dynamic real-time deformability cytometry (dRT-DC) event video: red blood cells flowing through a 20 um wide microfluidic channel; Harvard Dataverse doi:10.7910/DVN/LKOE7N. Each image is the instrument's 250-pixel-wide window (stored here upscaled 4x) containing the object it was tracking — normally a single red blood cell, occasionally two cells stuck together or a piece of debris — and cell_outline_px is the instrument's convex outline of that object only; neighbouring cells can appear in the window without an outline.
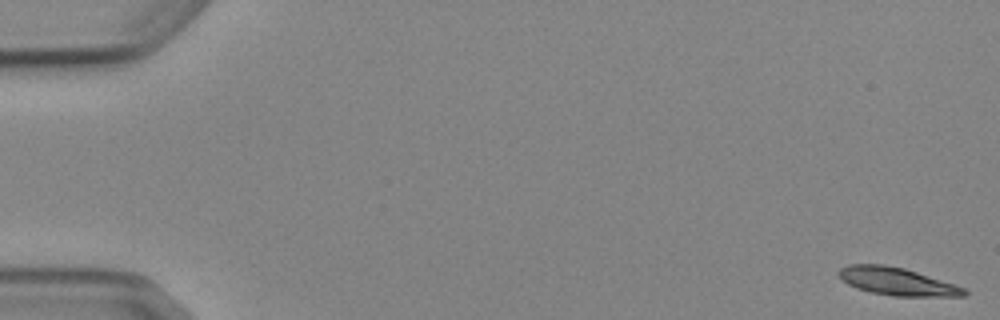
{"species": "Egyptian fruit bat (a non-hibernating species)", "species_latin": "Rousettus aegyptiacus", "temperature_condition": "cold", "stored_images_in_passage": 6, "camera_frame_rate_fps": 3000, "um_per_image_px": 0.085, "animal": {"sex": "female"}, "frame": {"image": 1, "passage_image": 1, "time_ms": 0.0, "image_size_px": [1000, 320], "cell_outline_px": [[968, 292], [964, 296], [892, 296], [872, 292], [856, 288], [848, 284], [836, 272], [840, 268], [848, 264], [884, 264], [904, 268], [964, 288]], "centroid_in_image_um": [76.19, 23.92], "position_along_channel_um": 8.8, "area_um2": 19.94}}
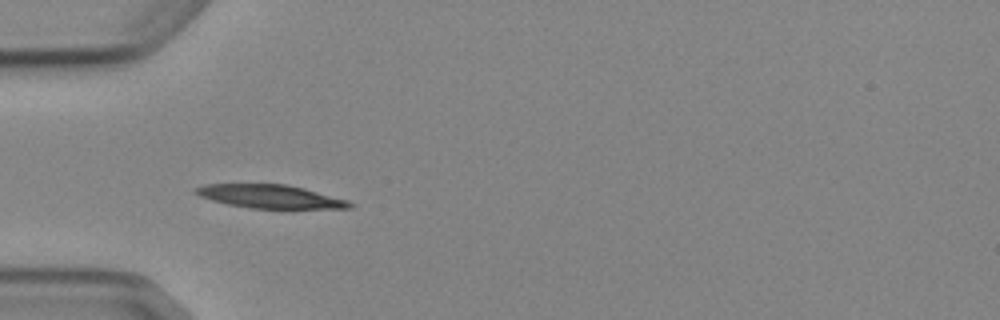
{"frame": {"image": 2, "passage_image": 5, "time_ms": 5.333, "image_size_px": [1000, 320], "cell_outline_px": [[356, 204], [352, 208], [252, 208], [228, 204], [212, 200], [200, 196], [192, 192], [192, 188], [204, 184], [284, 184], [304, 188], [348, 200]], "centroid_in_image_um": [22.95, 16.69], "position_along_channel_um": 62.1, "area_um2": 20.98}}
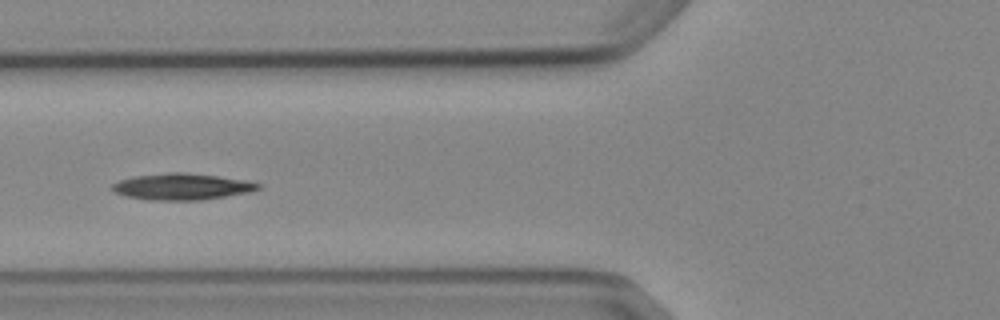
{"frame": {"image": 3, "passage_image": 6, "time_ms": 6.667, "image_size_px": [1000, 320], "cell_outline_px": [[264, 184], [260, 188], [248, 192], [204, 200], [148, 200], [128, 196], [116, 192], [108, 188], [112, 184], [120, 180], [132, 176], [172, 172], [184, 172], [248, 180]], "centroid_in_image_um": [15.47, 15.86], "position_along_channel_um": 110.3, "area_um2": 22.54}}